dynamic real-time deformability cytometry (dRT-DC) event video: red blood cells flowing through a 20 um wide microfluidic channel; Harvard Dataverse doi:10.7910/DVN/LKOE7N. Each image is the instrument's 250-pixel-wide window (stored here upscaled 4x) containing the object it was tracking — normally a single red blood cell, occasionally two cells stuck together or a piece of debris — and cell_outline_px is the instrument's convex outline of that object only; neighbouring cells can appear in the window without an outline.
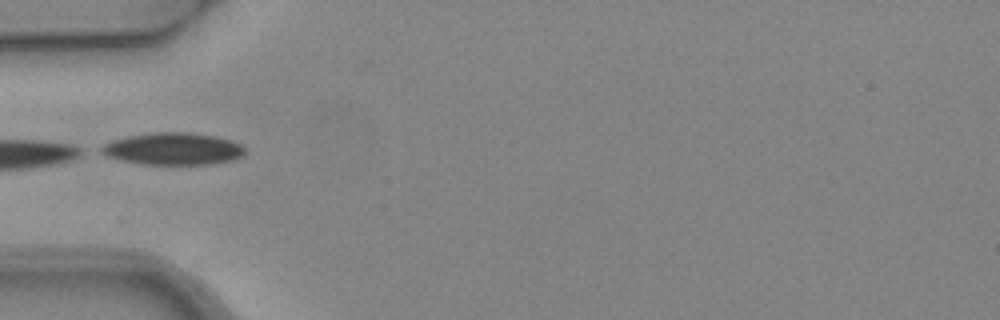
{"species": "common noctule bat (a hibernating species)", "species_latin": "Nyctalus noctula", "temperature_condition": "warm", "stored_images_in_passage": 5, "camera_frame_rate_fps": 3000, "um_per_image_px": 0.085, "animal": {"sex": "female", "body_mass_g": 24.6, "forearm_length_mm": 56.2}, "frame": {"image": 1, "passage_image": 5, "time_ms": 1.333, "image_size_px": [1000, 320], "cell_outline_px": [[244, 156], [236, 160], [212, 164], [144, 164], [120, 160], [104, 156], [96, 152], [96, 148], [112, 140], [128, 136], [152, 132], [184, 132], [216, 136], [232, 140], [240, 144], [244, 148]], "centroid_in_image_um": [14.67, 12.65], "position_along_channel_um": 70.3, "area_um2": 27.34}}